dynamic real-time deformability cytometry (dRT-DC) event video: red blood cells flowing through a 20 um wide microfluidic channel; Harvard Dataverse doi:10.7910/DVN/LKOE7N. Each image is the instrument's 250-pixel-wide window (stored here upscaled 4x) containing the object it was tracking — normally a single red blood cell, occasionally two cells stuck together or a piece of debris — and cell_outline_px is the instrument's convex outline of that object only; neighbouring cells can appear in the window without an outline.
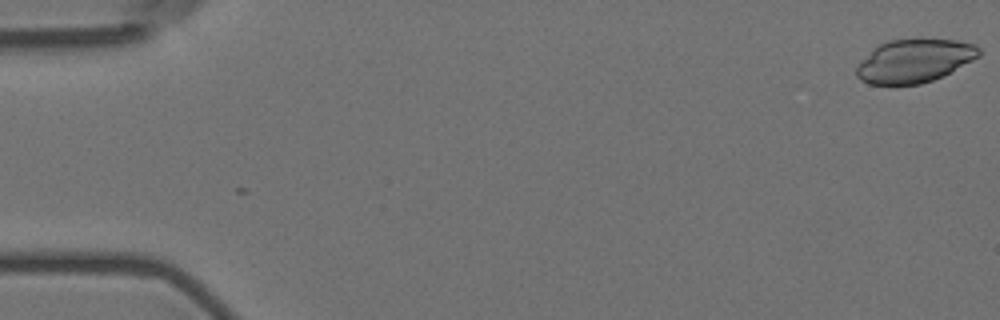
{"species": "Egyptian fruit bat (a non-hibernating species)", "species_latin": "Rousettus aegyptiacus", "temperature_condition": "room temperature", "stored_images_in_passage": 7, "camera_frame_rate_fps": 3000, "um_per_image_px": 0.085, "animal": {"sex": "female"}, "frame": {"image": 1, "passage_image": 1, "time_ms": 0.0, "image_size_px": [1000, 320], "cell_outline_px": [[980, 56], [932, 80], [920, 84], [892, 88], [868, 84], [860, 80], [856, 76], [856, 68], [880, 44], [888, 40], [956, 40], [976, 44], [980, 48]], "centroid_in_image_um": [77.69, 5.23], "position_along_channel_um": 7.3, "area_um2": 30.81}}